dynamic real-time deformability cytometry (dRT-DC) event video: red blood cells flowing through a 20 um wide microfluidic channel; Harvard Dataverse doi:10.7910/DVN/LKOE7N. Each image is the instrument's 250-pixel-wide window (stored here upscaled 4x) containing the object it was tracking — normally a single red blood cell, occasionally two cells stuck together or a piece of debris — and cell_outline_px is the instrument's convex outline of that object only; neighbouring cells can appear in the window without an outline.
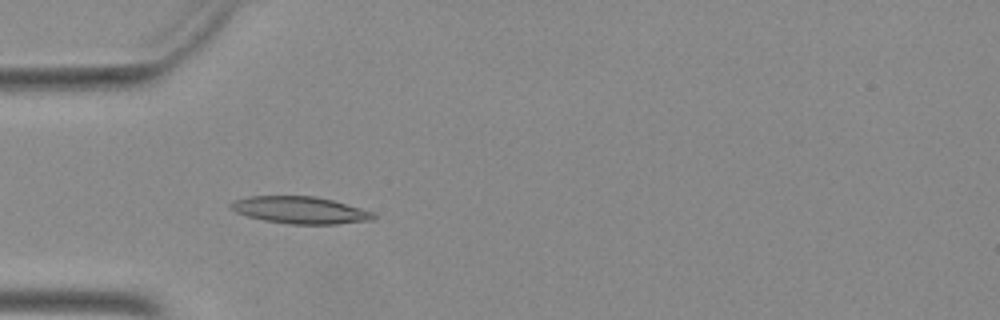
{"species": "Egyptian fruit bat (a non-hibernating species)", "species_latin": "Rousettus aegyptiacus", "temperature_condition": "warm", "stored_images_in_passage": 26, "camera_frame_rate_fps": 3000, "um_per_image_px": 0.085, "animal": {"sex": "female"}, "frame": {"image": 1, "passage_image": 2, "time_ms": 0.333, "image_size_px": [1000, 320], "cell_outline_px": [[376, 216], [372, 220], [336, 224], [292, 224], [264, 220], [248, 216], [236, 212], [228, 208], [228, 204], [232, 200], [248, 196], [316, 196], [332, 200], [360, 208], [372, 212]], "centroid_in_image_um": [25.45, 17.85], "position_along_channel_um": 59.5, "area_um2": 22.48}}
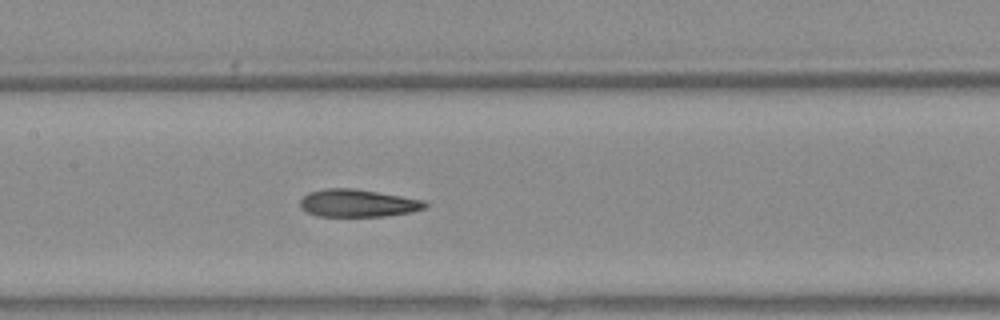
{"frame": {"image": 2, "passage_image": 11, "time_ms": 3.333, "image_size_px": [1000, 320], "cell_outline_px": [[428, 204], [424, 208], [408, 212], [384, 216], [320, 216], [308, 212], [300, 204], [300, 200], [308, 192], [324, 188], [352, 188], [424, 200]], "centroid_in_image_um": [30.39, 17.26], "position_along_channel_um": 177.0, "area_um2": 19.71}}
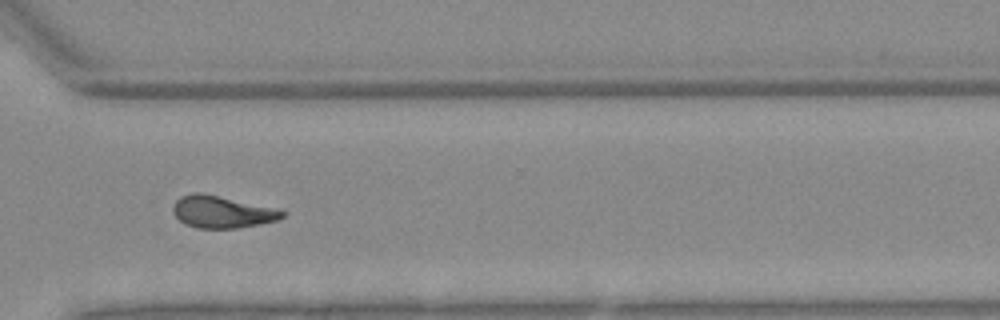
{"frame": {"image": 3, "passage_image": 24, "time_ms": 7.667, "image_size_px": [1000, 320], "cell_outline_px": [[284, 216], [276, 220], [236, 228], [196, 228], [184, 224], [172, 212], [172, 208], [176, 200], [180, 196], [192, 192], [200, 192], [268, 208], [284, 212]], "centroid_in_image_um": [18.72, 18.02], "position_along_channel_um": 351.9, "area_um2": 19.65}}